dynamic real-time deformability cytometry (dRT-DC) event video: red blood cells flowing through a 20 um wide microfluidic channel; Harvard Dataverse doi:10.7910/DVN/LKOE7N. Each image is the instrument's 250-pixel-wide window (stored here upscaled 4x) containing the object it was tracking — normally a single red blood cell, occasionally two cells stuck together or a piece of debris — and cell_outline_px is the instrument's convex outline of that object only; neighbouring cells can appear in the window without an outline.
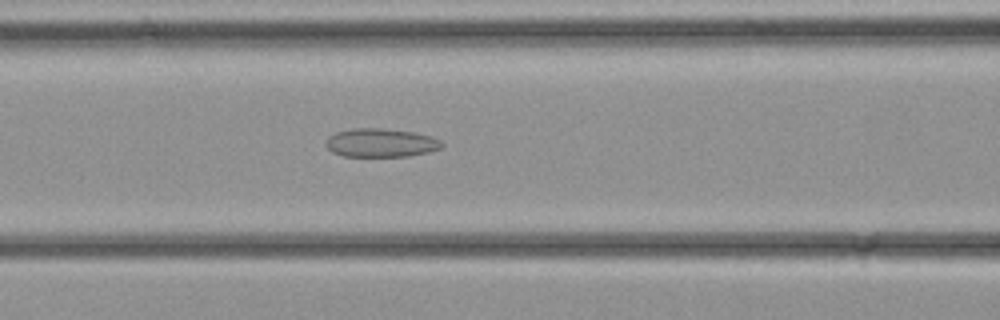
{"species": "common noctule bat (a hibernating species)", "species_latin": "Nyctalus noctula", "temperature_condition": "cold", "stored_images_in_passage": 35, "camera_frame_rate_fps": 3000, "um_per_image_px": 0.085, "animal": {"sex": "female", "body_mass_g": 21.9}, "frame": {"image": 1, "passage_image": 15, "time_ms": 4.667, "image_size_px": [1000, 320], "cell_outline_px": [[444, 144], [440, 148], [428, 152], [408, 156], [344, 156], [332, 152], [324, 144], [328, 136], [336, 132], [352, 128], [384, 128], [416, 132], [432, 136], [440, 140]], "centroid_in_image_um": [32.36, 12.12], "position_along_channel_um": 134.2, "area_um2": 19.48}}
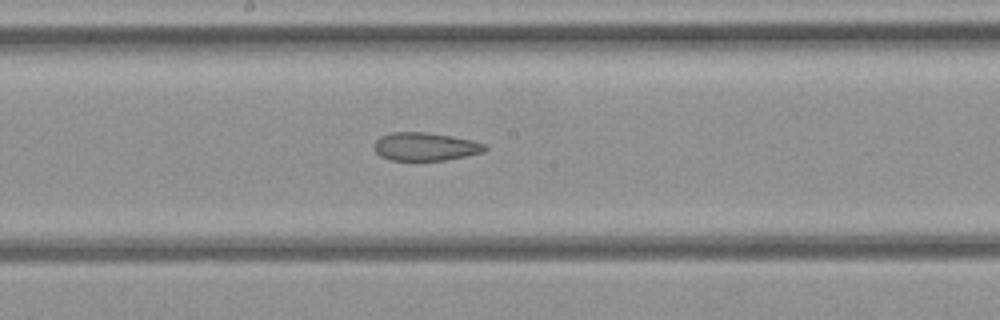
{"frame": {"image": 2, "passage_image": 19, "time_ms": 6.0, "image_size_px": [1000, 320], "cell_outline_px": [[488, 148], [484, 152], [444, 160], [392, 160], [380, 156], [376, 152], [376, 140], [380, 136], [392, 132], [424, 132], [452, 136], [472, 140], [484, 144]], "centroid_in_image_um": [36.16, 12.45], "position_along_channel_um": 212.0, "area_um2": 17.98}}
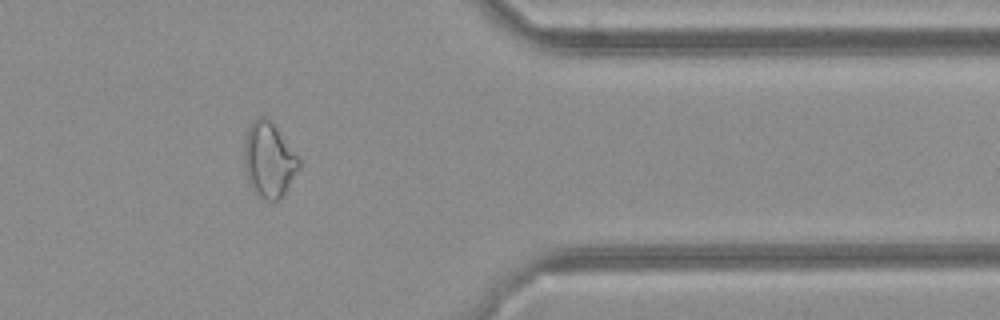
{"frame": {"image": 3, "passage_image": 29, "time_ms": 9.333, "image_size_px": [1000, 320], "cell_outline_px": [[300, 168], [284, 196], [276, 200], [264, 200], [252, 188], [248, 180], [244, 164], [244, 140], [248, 128], [260, 116], [264, 116], [272, 120], [300, 160]], "centroid_in_image_um": [22.87, 13.59], "position_along_channel_um": 388.5, "area_um2": 23.99}}